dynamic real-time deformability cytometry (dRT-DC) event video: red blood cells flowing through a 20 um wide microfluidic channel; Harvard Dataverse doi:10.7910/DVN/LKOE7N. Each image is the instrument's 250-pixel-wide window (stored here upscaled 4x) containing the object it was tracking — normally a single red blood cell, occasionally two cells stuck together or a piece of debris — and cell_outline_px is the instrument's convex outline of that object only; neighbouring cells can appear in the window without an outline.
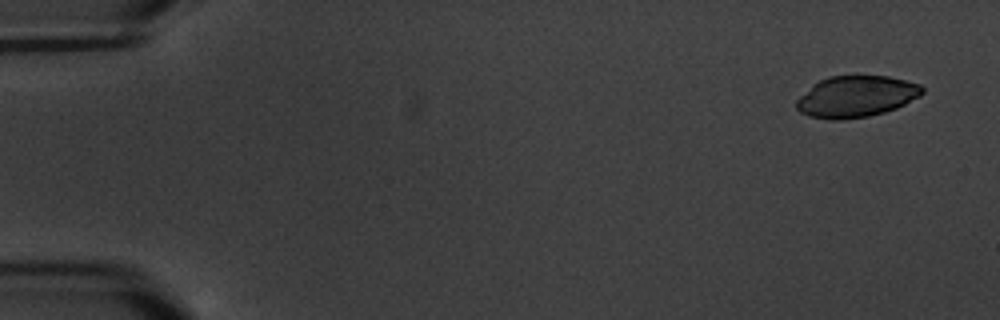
{"species": "common noctule bat (a hibernating species)", "species_latin": "Nyctalus noctula", "temperature_condition": "warm", "stored_images_in_passage": 17, "camera_frame_rate_fps": 3000, "um_per_image_px": 0.085, "animal": {"sex": "male", "body_mass_g": 20.1, "forearm_length_mm": 53.5}, "frame": {"image": 1, "passage_image": 1, "time_ms": 0.0, "image_size_px": [1000, 320], "cell_outline_px": [[924, 92], [920, 96], [896, 108], [884, 112], [868, 116], [840, 120], [828, 120], [808, 116], [800, 112], [796, 108], [796, 100], [812, 84], [828, 76], [888, 76], [920, 84], [924, 88]], "centroid_in_image_um": [72.75, 8.21], "position_along_channel_um": 12.3, "area_um2": 30.4}}
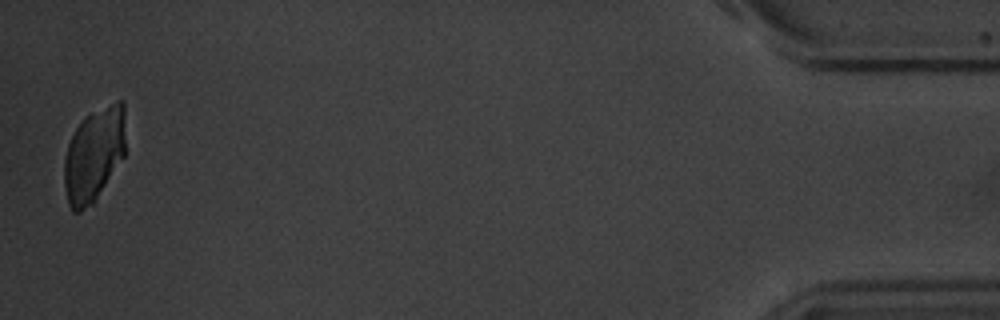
{"frame": {"image": 2, "passage_image": 17, "time_ms": 18.667, "image_size_px": [1000, 320], "cell_outline_px": [[124, 156], [92, 204], [80, 212], [72, 212], [68, 204], [64, 184], [64, 156], [68, 144], [80, 120], [116, 100], [124, 100]], "centroid_in_image_um": [7.96, 13.16], "position_along_channel_um": 427.2, "area_um2": 33.35}}